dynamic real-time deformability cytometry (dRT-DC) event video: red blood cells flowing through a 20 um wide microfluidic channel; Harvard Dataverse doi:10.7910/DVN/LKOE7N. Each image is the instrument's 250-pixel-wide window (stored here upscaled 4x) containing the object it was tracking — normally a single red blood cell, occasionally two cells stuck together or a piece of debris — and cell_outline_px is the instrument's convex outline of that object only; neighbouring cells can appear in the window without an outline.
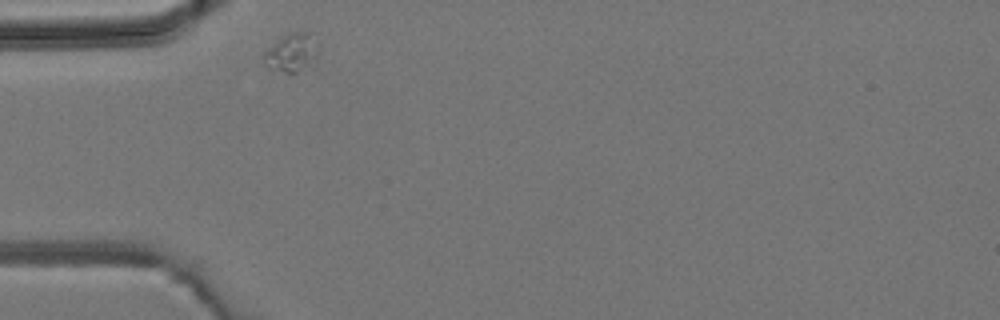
{"species": "common noctule bat (a hibernating species)", "species_latin": "Nyctalus noctula", "temperature_condition": "room temperature", "stored_images_in_passage": 2, "camera_frame_rate_fps": 3000, "um_per_image_px": 0.085, "animal": {"sex": "male", "body_mass_g": 19.2, "forearm_length_mm": 51.8}, "frame": {"image": 1, "passage_image": 1, "time_ms": 0.0, "image_size_px": [1000, 320], "cell_outline_px": [[316, 68], [296, 72], [284, 72], [268, 68], [260, 60], [264, 52], [268, 48], [288, 32], [312, 32], [316, 44]], "centroid_in_image_um": [24.81, 4.51], "position_along_channel_um": 60.2, "area_um2": 12.66}}